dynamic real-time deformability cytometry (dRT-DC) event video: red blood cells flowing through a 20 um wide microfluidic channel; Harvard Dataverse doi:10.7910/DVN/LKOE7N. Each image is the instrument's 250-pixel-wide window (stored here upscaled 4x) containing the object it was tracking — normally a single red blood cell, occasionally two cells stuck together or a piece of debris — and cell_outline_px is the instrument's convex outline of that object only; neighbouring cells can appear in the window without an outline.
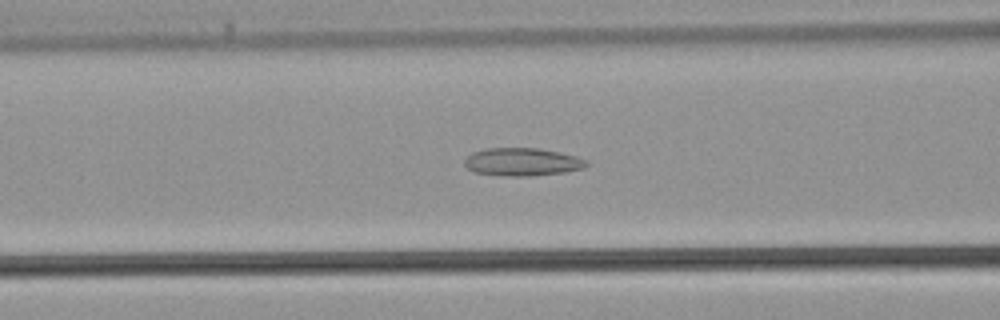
{"species": "common noctule bat (a hibernating species)", "species_latin": "Nyctalus noctula", "temperature_condition": "warm", "stored_images_in_passage": 33, "camera_frame_rate_fps": 3000, "um_per_image_px": 0.085, "animal": {"sex": "male", "body_mass_g": 21.5, "forearm_length_mm": 52.0}, "frame": {"image": 1, "passage_image": 8, "time_ms": 2.333, "image_size_px": [1000, 320], "cell_outline_px": [[588, 164], [584, 168], [564, 172], [532, 176], [504, 176], [476, 172], [468, 168], [464, 164], [464, 160], [472, 152], [488, 148], [536, 148], [560, 152], [576, 156], [588, 160]], "centroid_in_image_um": [44.41, 13.76], "position_along_channel_um": 122.2, "area_um2": 19.83}}
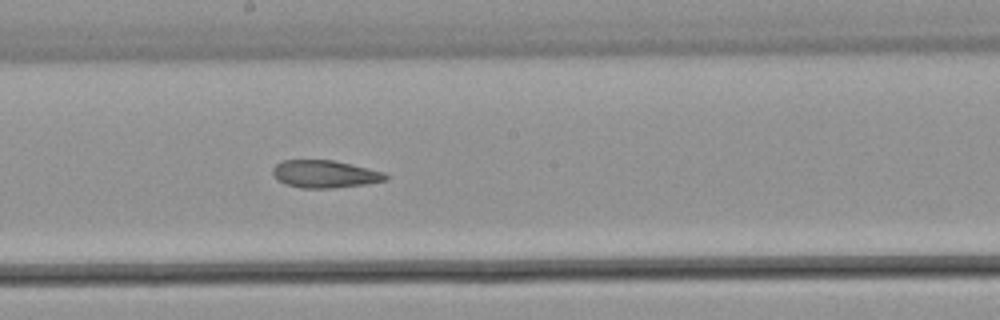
{"frame": {"image": 2, "passage_image": 14, "time_ms": 4.333, "image_size_px": [1000, 320], "cell_outline_px": [[388, 180], [368, 184], [332, 188], [300, 188], [284, 184], [276, 180], [272, 176], [272, 168], [276, 164], [284, 160], [332, 160], [352, 164], [384, 172], [388, 176]], "centroid_in_image_um": [27.59, 14.8], "position_along_channel_um": 220.6, "area_um2": 18.38}}
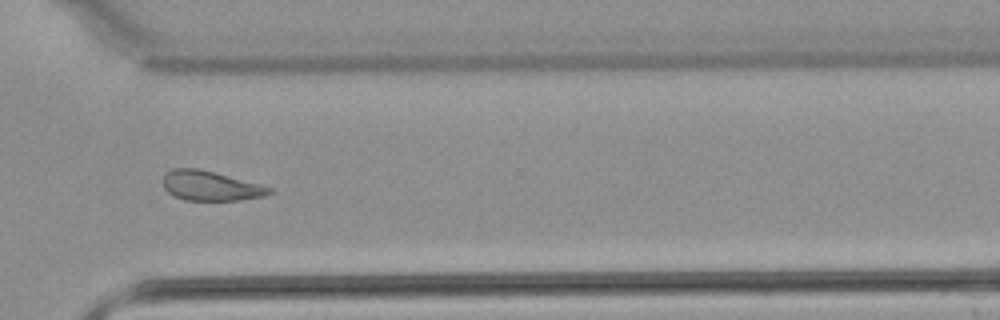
{"frame": {"image": 3, "passage_image": 22, "time_ms": 7.0, "image_size_px": [1000, 320], "cell_outline_px": [[272, 192], [264, 196], [240, 200], [184, 200], [168, 192], [164, 188], [164, 176], [172, 168], [200, 168], [272, 188]], "centroid_in_image_um": [17.88, 15.79], "position_along_channel_um": 352.7, "area_um2": 18.09}}